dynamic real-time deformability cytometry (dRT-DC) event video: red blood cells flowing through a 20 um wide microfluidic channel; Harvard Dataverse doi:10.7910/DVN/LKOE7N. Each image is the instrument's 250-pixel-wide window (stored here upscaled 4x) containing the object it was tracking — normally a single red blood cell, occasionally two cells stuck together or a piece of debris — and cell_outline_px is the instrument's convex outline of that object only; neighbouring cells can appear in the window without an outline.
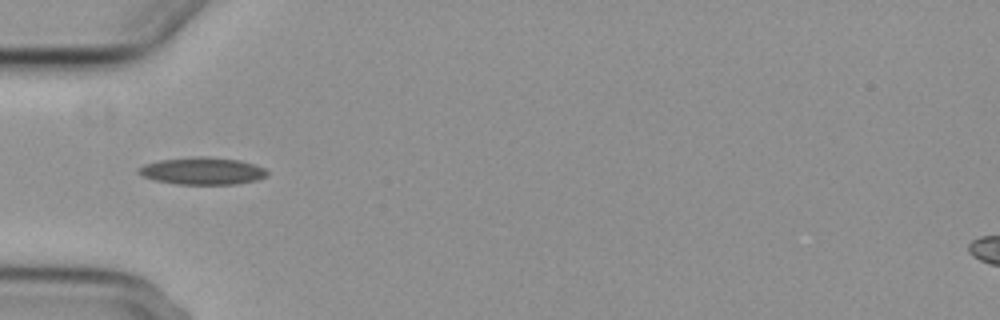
{"species": "common noctule bat (a hibernating species)", "species_latin": "Nyctalus noctula", "temperature_condition": "cold", "stored_images_in_passage": 8, "camera_frame_rate_fps": 3000, "um_per_image_px": 0.085, "animal": {"sex": "female", "body_mass_g": 29.2, "forearm_length_mm": 56.3}, "frame": {"image": 1, "passage_image": 5, "time_ms": 4.667, "image_size_px": [1000, 320], "cell_outline_px": [[268, 176], [256, 180], [236, 184], [176, 184], [156, 180], [140, 176], [136, 172], [136, 168], [144, 164], [160, 160], [196, 156], [208, 156], [240, 160], [264, 168], [268, 172]], "centroid_in_image_um": [17.17, 14.53], "position_along_channel_um": 67.8, "area_um2": 20.58}}
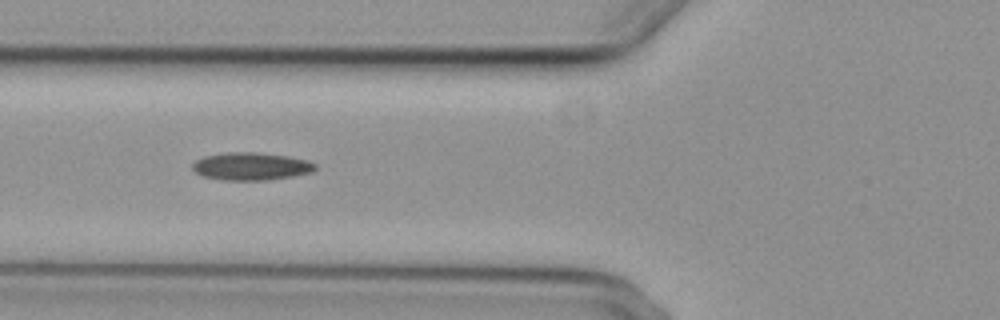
{"frame": {"image": 2, "passage_image": 6, "time_ms": 5.667, "image_size_px": [1000, 320], "cell_outline_px": [[316, 168], [312, 172], [292, 176], [268, 180], [224, 180], [204, 176], [196, 172], [192, 168], [192, 164], [196, 160], [204, 156], [224, 152], [256, 152], [288, 156], [308, 160], [316, 164]], "centroid_in_image_um": [21.35, 14.13], "position_along_channel_um": 104.5, "area_um2": 19.83}}
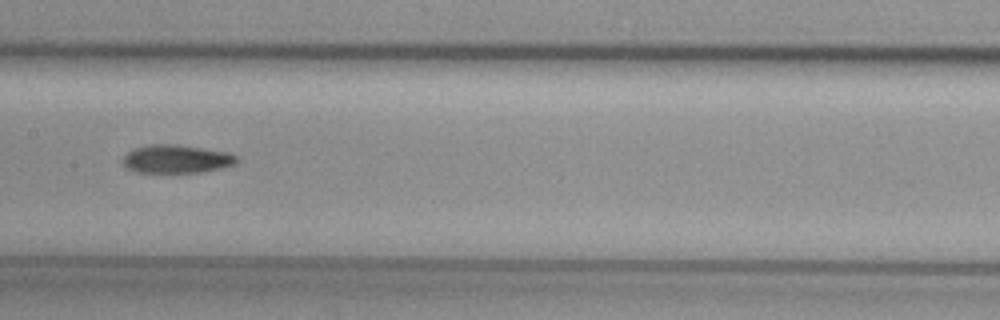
{"frame": {"image": 3, "passage_image": 8, "time_ms": 8.0, "image_size_px": [1000, 320], "cell_outline_px": [[236, 164], [204, 172], [136, 172], [128, 168], [124, 164], [124, 156], [132, 148], [148, 144], [176, 144], [228, 152], [236, 156]], "centroid_in_image_um": [14.99, 13.5], "position_along_channel_um": 192.4, "area_um2": 18.67}}